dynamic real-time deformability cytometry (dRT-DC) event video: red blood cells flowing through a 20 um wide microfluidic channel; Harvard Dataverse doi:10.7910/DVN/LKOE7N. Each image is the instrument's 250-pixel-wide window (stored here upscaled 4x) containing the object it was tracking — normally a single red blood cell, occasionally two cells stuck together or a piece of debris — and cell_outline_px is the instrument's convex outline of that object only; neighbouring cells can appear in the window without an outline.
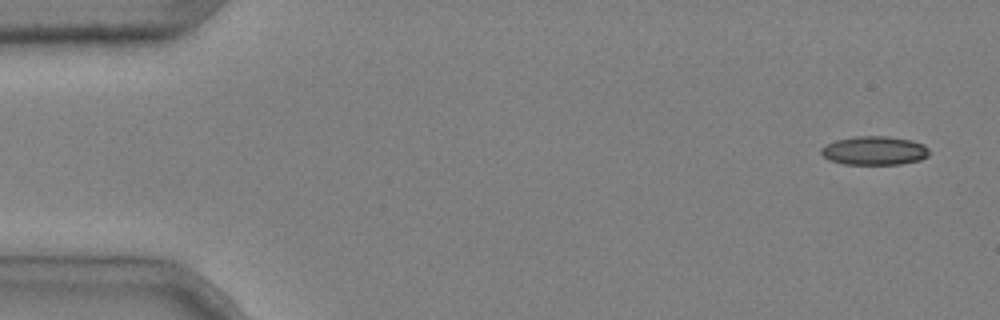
{"species": "common noctule bat (a hibernating species)", "species_latin": "Nyctalus noctula", "temperature_condition": "cold", "stored_images_in_passage": 7, "camera_frame_rate_fps": 3000, "um_per_image_px": 0.085, "animal": {"sex": "male", "body_mass_g": 20.4}, "frame": {"image": 1, "passage_image": 1, "time_ms": 0.0, "image_size_px": [1000, 320], "cell_outline_px": [[928, 156], [920, 160], [900, 164], [844, 164], [828, 160], [820, 152], [820, 148], [824, 144], [836, 140], [852, 136], [888, 136], [912, 140], [924, 144], [928, 148]], "centroid_in_image_um": [74.3, 12.79], "position_along_channel_um": 10.7, "area_um2": 18.32}}